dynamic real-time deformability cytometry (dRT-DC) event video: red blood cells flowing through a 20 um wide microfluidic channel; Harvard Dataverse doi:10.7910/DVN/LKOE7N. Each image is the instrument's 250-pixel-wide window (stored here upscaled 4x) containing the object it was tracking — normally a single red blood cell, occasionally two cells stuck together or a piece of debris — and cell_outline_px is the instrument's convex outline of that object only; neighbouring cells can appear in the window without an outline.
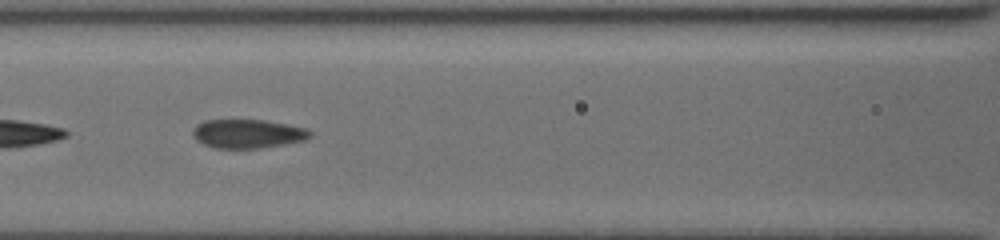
{"species": "common noctule bat (a hibernating species)", "species_latin": "Nyctalus noctula", "temperature_condition": "cold", "stored_images_in_passage": 13, "camera_frame_rate_fps": 3000, "um_per_image_px": 0.085, "animal": {"sex": "female", "body_mass_g": 19.5, "forearm_length_mm": 54.1}, "frame": {"image": 1, "passage_image": 8, "time_ms": 2.333, "image_size_px": [1000, 240], "cell_outline_px": [[312, 136], [308, 140], [260, 148], [216, 148], [204, 144], [196, 140], [192, 132], [204, 120], [264, 120], [288, 124], [308, 128], [312, 132]], "centroid_in_image_um": [21.14, 11.37], "position_along_channel_um": 145.5, "area_um2": 19.71}}